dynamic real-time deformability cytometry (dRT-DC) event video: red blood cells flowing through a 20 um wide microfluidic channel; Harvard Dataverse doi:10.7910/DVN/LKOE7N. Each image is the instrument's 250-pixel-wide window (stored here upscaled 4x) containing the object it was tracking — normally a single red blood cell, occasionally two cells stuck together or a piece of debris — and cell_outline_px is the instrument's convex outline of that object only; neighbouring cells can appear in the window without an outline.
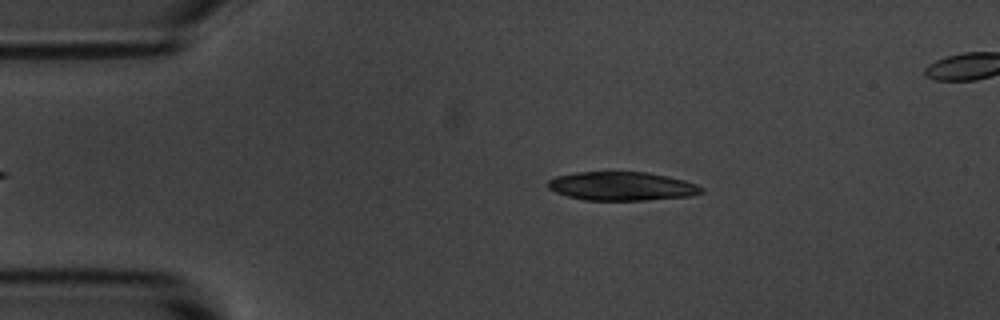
{"species": "common noctule bat (a hibernating species)", "species_latin": "Nyctalus noctula", "temperature_condition": "room temperature", "stored_images_in_passage": 44, "camera_frame_rate_fps": 3000, "um_per_image_px": 0.085, "animal": {"sex": "male", "body_mass_g": 20.1, "forearm_length_mm": 53.5}, "frame": {"image": 1, "passage_image": 6, "time_ms": 1.667, "image_size_px": [1000, 320], "cell_outline_px": [[704, 192], [692, 196], [644, 200], [584, 200], [568, 196], [556, 192], [548, 188], [548, 180], [556, 176], [576, 172], [644, 172], [668, 176], [684, 180], [696, 184], [704, 188]], "centroid_in_image_um": [52.87, 15.83], "position_along_channel_um": 32.1, "area_um2": 25.66}}